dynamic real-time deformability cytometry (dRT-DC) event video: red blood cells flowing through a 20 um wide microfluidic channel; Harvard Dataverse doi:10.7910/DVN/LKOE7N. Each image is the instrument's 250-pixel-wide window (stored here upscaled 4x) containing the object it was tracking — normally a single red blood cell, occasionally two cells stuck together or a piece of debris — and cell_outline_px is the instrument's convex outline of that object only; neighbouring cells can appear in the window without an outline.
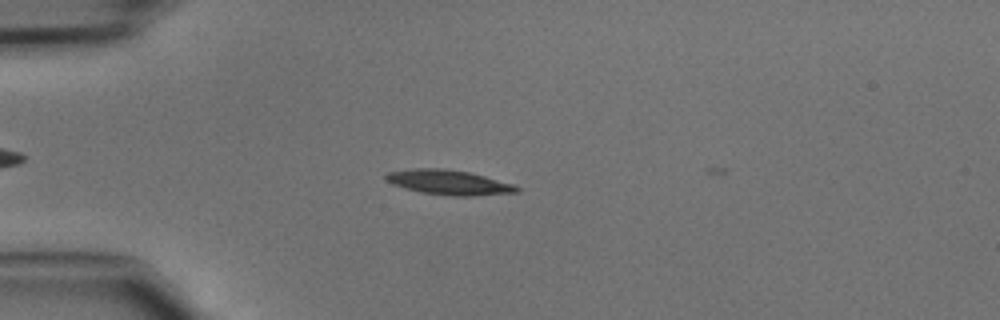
{"species": "common noctule bat (a hibernating species)", "species_latin": "Nyctalus noctula", "temperature_condition": "cold", "stored_images_in_passage": 13, "camera_frame_rate_fps": 3000, "um_per_image_px": 0.085, "animal": {"sex": "male", "body_mass_g": 15.6}, "frame": {"image": 1, "passage_image": 12, "time_ms": 3.667, "image_size_px": [1000, 320], "cell_outline_px": [[520, 192], [472, 196], [452, 196], [420, 192], [404, 188], [392, 184], [384, 176], [388, 172], [412, 168], [440, 168], [468, 172], [516, 184], [520, 188]], "centroid_in_image_um": [38.18, 15.5], "position_along_channel_um": 46.8, "area_um2": 18.96}}